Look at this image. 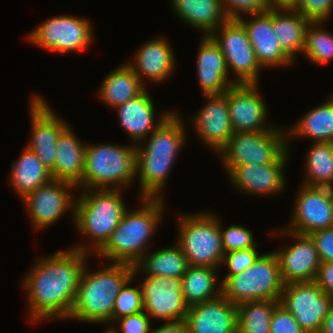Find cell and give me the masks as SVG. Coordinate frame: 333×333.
<instances>
[{
	"label": "cell",
	"instance_id": "obj_45",
	"mask_svg": "<svg viewBox=\"0 0 333 333\" xmlns=\"http://www.w3.org/2000/svg\"><path fill=\"white\" fill-rule=\"evenodd\" d=\"M317 285L333 298V262H321L315 279Z\"/></svg>",
	"mask_w": 333,
	"mask_h": 333
},
{
	"label": "cell",
	"instance_id": "obj_38",
	"mask_svg": "<svg viewBox=\"0 0 333 333\" xmlns=\"http://www.w3.org/2000/svg\"><path fill=\"white\" fill-rule=\"evenodd\" d=\"M220 222V230L222 235V246L224 253L249 249L257 247L258 244L254 240L252 231L245 226L231 225L227 229H222Z\"/></svg>",
	"mask_w": 333,
	"mask_h": 333
},
{
	"label": "cell",
	"instance_id": "obj_26",
	"mask_svg": "<svg viewBox=\"0 0 333 333\" xmlns=\"http://www.w3.org/2000/svg\"><path fill=\"white\" fill-rule=\"evenodd\" d=\"M85 147L69 125L56 143V160L50 171L52 179L78 184L85 167Z\"/></svg>",
	"mask_w": 333,
	"mask_h": 333
},
{
	"label": "cell",
	"instance_id": "obj_23",
	"mask_svg": "<svg viewBox=\"0 0 333 333\" xmlns=\"http://www.w3.org/2000/svg\"><path fill=\"white\" fill-rule=\"evenodd\" d=\"M148 93L146 89L139 96L115 108L119 116V124L130 136L133 144L138 143L137 146L142 145L143 139L147 140V136L173 112V110L165 111L159 116V119L157 118L158 121H155L156 109L154 101Z\"/></svg>",
	"mask_w": 333,
	"mask_h": 333
},
{
	"label": "cell",
	"instance_id": "obj_30",
	"mask_svg": "<svg viewBox=\"0 0 333 333\" xmlns=\"http://www.w3.org/2000/svg\"><path fill=\"white\" fill-rule=\"evenodd\" d=\"M146 90L145 84L127 63L111 71L102 81L98 96L114 109Z\"/></svg>",
	"mask_w": 333,
	"mask_h": 333
},
{
	"label": "cell",
	"instance_id": "obj_14",
	"mask_svg": "<svg viewBox=\"0 0 333 333\" xmlns=\"http://www.w3.org/2000/svg\"><path fill=\"white\" fill-rule=\"evenodd\" d=\"M301 186L293 207V216L284 229L309 235L317 230L332 228V188L304 184Z\"/></svg>",
	"mask_w": 333,
	"mask_h": 333
},
{
	"label": "cell",
	"instance_id": "obj_10",
	"mask_svg": "<svg viewBox=\"0 0 333 333\" xmlns=\"http://www.w3.org/2000/svg\"><path fill=\"white\" fill-rule=\"evenodd\" d=\"M93 35L92 24L86 18L58 15L39 24L27 38L40 48L66 54L89 48L94 42Z\"/></svg>",
	"mask_w": 333,
	"mask_h": 333
},
{
	"label": "cell",
	"instance_id": "obj_21",
	"mask_svg": "<svg viewBox=\"0 0 333 333\" xmlns=\"http://www.w3.org/2000/svg\"><path fill=\"white\" fill-rule=\"evenodd\" d=\"M206 104L201 111L191 117L201 143L208 145L217 153L228 143L233 135L227 98L221 95H205Z\"/></svg>",
	"mask_w": 333,
	"mask_h": 333
},
{
	"label": "cell",
	"instance_id": "obj_16",
	"mask_svg": "<svg viewBox=\"0 0 333 333\" xmlns=\"http://www.w3.org/2000/svg\"><path fill=\"white\" fill-rule=\"evenodd\" d=\"M34 94L30 104L31 138L26 145L43 165L51 171L56 160V143L60 134L69 126L50 108L45 97Z\"/></svg>",
	"mask_w": 333,
	"mask_h": 333
},
{
	"label": "cell",
	"instance_id": "obj_32",
	"mask_svg": "<svg viewBox=\"0 0 333 333\" xmlns=\"http://www.w3.org/2000/svg\"><path fill=\"white\" fill-rule=\"evenodd\" d=\"M18 158L12 164L9 183L23 199L37 187L48 183L52 177L37 155L28 148L25 147Z\"/></svg>",
	"mask_w": 333,
	"mask_h": 333
},
{
	"label": "cell",
	"instance_id": "obj_35",
	"mask_svg": "<svg viewBox=\"0 0 333 333\" xmlns=\"http://www.w3.org/2000/svg\"><path fill=\"white\" fill-rule=\"evenodd\" d=\"M279 301L259 300L237 305L238 333H270L273 310Z\"/></svg>",
	"mask_w": 333,
	"mask_h": 333
},
{
	"label": "cell",
	"instance_id": "obj_15",
	"mask_svg": "<svg viewBox=\"0 0 333 333\" xmlns=\"http://www.w3.org/2000/svg\"><path fill=\"white\" fill-rule=\"evenodd\" d=\"M141 283L144 311L150 318L166 322L185 320L189 306L182 294L181 279L146 276Z\"/></svg>",
	"mask_w": 333,
	"mask_h": 333
},
{
	"label": "cell",
	"instance_id": "obj_40",
	"mask_svg": "<svg viewBox=\"0 0 333 333\" xmlns=\"http://www.w3.org/2000/svg\"><path fill=\"white\" fill-rule=\"evenodd\" d=\"M259 255L260 253H258L256 247L230 251L224 254L221 265H226L229 269L226 276H233L248 269Z\"/></svg>",
	"mask_w": 333,
	"mask_h": 333
},
{
	"label": "cell",
	"instance_id": "obj_49",
	"mask_svg": "<svg viewBox=\"0 0 333 333\" xmlns=\"http://www.w3.org/2000/svg\"><path fill=\"white\" fill-rule=\"evenodd\" d=\"M102 333H117V331L114 327L110 326L109 328H106V330Z\"/></svg>",
	"mask_w": 333,
	"mask_h": 333
},
{
	"label": "cell",
	"instance_id": "obj_20",
	"mask_svg": "<svg viewBox=\"0 0 333 333\" xmlns=\"http://www.w3.org/2000/svg\"><path fill=\"white\" fill-rule=\"evenodd\" d=\"M237 20L244 26L257 60L264 68L289 66L294 61L281 49L272 23V8L254 14H248Z\"/></svg>",
	"mask_w": 333,
	"mask_h": 333
},
{
	"label": "cell",
	"instance_id": "obj_39",
	"mask_svg": "<svg viewBox=\"0 0 333 333\" xmlns=\"http://www.w3.org/2000/svg\"><path fill=\"white\" fill-rule=\"evenodd\" d=\"M293 9L311 22H327L333 13V0H298Z\"/></svg>",
	"mask_w": 333,
	"mask_h": 333
},
{
	"label": "cell",
	"instance_id": "obj_29",
	"mask_svg": "<svg viewBox=\"0 0 333 333\" xmlns=\"http://www.w3.org/2000/svg\"><path fill=\"white\" fill-rule=\"evenodd\" d=\"M310 20L294 9L272 8V23L281 49L293 60L302 53ZM295 58V59H294Z\"/></svg>",
	"mask_w": 333,
	"mask_h": 333
},
{
	"label": "cell",
	"instance_id": "obj_48",
	"mask_svg": "<svg viewBox=\"0 0 333 333\" xmlns=\"http://www.w3.org/2000/svg\"><path fill=\"white\" fill-rule=\"evenodd\" d=\"M320 333H333V306L323 320Z\"/></svg>",
	"mask_w": 333,
	"mask_h": 333
},
{
	"label": "cell",
	"instance_id": "obj_4",
	"mask_svg": "<svg viewBox=\"0 0 333 333\" xmlns=\"http://www.w3.org/2000/svg\"><path fill=\"white\" fill-rule=\"evenodd\" d=\"M133 270L134 266L128 263L111 262L96 272L89 271L85 265L69 320L71 318L91 324L106 322L111 325L116 296L132 277Z\"/></svg>",
	"mask_w": 333,
	"mask_h": 333
},
{
	"label": "cell",
	"instance_id": "obj_47",
	"mask_svg": "<svg viewBox=\"0 0 333 333\" xmlns=\"http://www.w3.org/2000/svg\"><path fill=\"white\" fill-rule=\"evenodd\" d=\"M298 0H267L268 8L293 9Z\"/></svg>",
	"mask_w": 333,
	"mask_h": 333
},
{
	"label": "cell",
	"instance_id": "obj_41",
	"mask_svg": "<svg viewBox=\"0 0 333 333\" xmlns=\"http://www.w3.org/2000/svg\"><path fill=\"white\" fill-rule=\"evenodd\" d=\"M229 19H237L243 15L260 13L268 10L267 0H222ZM242 13V14H241Z\"/></svg>",
	"mask_w": 333,
	"mask_h": 333
},
{
	"label": "cell",
	"instance_id": "obj_37",
	"mask_svg": "<svg viewBox=\"0 0 333 333\" xmlns=\"http://www.w3.org/2000/svg\"><path fill=\"white\" fill-rule=\"evenodd\" d=\"M133 280V276L129 278L121 287L119 294L116 296L112 313V323L121 317L144 311L143 297L140 285L136 287H130V284Z\"/></svg>",
	"mask_w": 333,
	"mask_h": 333
},
{
	"label": "cell",
	"instance_id": "obj_5",
	"mask_svg": "<svg viewBox=\"0 0 333 333\" xmlns=\"http://www.w3.org/2000/svg\"><path fill=\"white\" fill-rule=\"evenodd\" d=\"M120 191L83 189L76 198L74 227L88 236L91 243H80L72 248L96 254L106 244L128 209Z\"/></svg>",
	"mask_w": 333,
	"mask_h": 333
},
{
	"label": "cell",
	"instance_id": "obj_28",
	"mask_svg": "<svg viewBox=\"0 0 333 333\" xmlns=\"http://www.w3.org/2000/svg\"><path fill=\"white\" fill-rule=\"evenodd\" d=\"M147 251L135 264L132 276L143 273L145 276H160L181 279L189 263L182 249L176 244L173 247Z\"/></svg>",
	"mask_w": 333,
	"mask_h": 333
},
{
	"label": "cell",
	"instance_id": "obj_11",
	"mask_svg": "<svg viewBox=\"0 0 333 333\" xmlns=\"http://www.w3.org/2000/svg\"><path fill=\"white\" fill-rule=\"evenodd\" d=\"M209 36L220 47L228 71L233 70L236 84L259 83L263 67L257 60L244 26L237 19H228Z\"/></svg>",
	"mask_w": 333,
	"mask_h": 333
},
{
	"label": "cell",
	"instance_id": "obj_33",
	"mask_svg": "<svg viewBox=\"0 0 333 333\" xmlns=\"http://www.w3.org/2000/svg\"><path fill=\"white\" fill-rule=\"evenodd\" d=\"M217 271L215 267L189 265L181 278L182 294L189 307L221 295V282H217Z\"/></svg>",
	"mask_w": 333,
	"mask_h": 333
},
{
	"label": "cell",
	"instance_id": "obj_25",
	"mask_svg": "<svg viewBox=\"0 0 333 333\" xmlns=\"http://www.w3.org/2000/svg\"><path fill=\"white\" fill-rule=\"evenodd\" d=\"M197 53V77L202 93L205 95H221L232 85L229 79L225 57L220 47L210 36L202 37Z\"/></svg>",
	"mask_w": 333,
	"mask_h": 333
},
{
	"label": "cell",
	"instance_id": "obj_3",
	"mask_svg": "<svg viewBox=\"0 0 333 333\" xmlns=\"http://www.w3.org/2000/svg\"><path fill=\"white\" fill-rule=\"evenodd\" d=\"M141 207L126 210L106 244L96 253L104 260L134 264L147 252V245L162 223L165 210L164 198L138 197ZM164 199V200H163ZM159 224V225H158Z\"/></svg>",
	"mask_w": 333,
	"mask_h": 333
},
{
	"label": "cell",
	"instance_id": "obj_19",
	"mask_svg": "<svg viewBox=\"0 0 333 333\" xmlns=\"http://www.w3.org/2000/svg\"><path fill=\"white\" fill-rule=\"evenodd\" d=\"M290 148L288 146V149L273 163L263 165L249 163L235 166L228 173L230 182L238 190L251 196L282 192L287 182L283 170L288 163Z\"/></svg>",
	"mask_w": 333,
	"mask_h": 333
},
{
	"label": "cell",
	"instance_id": "obj_1",
	"mask_svg": "<svg viewBox=\"0 0 333 333\" xmlns=\"http://www.w3.org/2000/svg\"><path fill=\"white\" fill-rule=\"evenodd\" d=\"M88 255L70 248L35 261L22 280L30 322L69 318Z\"/></svg>",
	"mask_w": 333,
	"mask_h": 333
},
{
	"label": "cell",
	"instance_id": "obj_2",
	"mask_svg": "<svg viewBox=\"0 0 333 333\" xmlns=\"http://www.w3.org/2000/svg\"><path fill=\"white\" fill-rule=\"evenodd\" d=\"M177 112L173 111L147 137V143L136 147V178L139 177L141 198H165L161 191L186 141L184 120Z\"/></svg>",
	"mask_w": 333,
	"mask_h": 333
},
{
	"label": "cell",
	"instance_id": "obj_24",
	"mask_svg": "<svg viewBox=\"0 0 333 333\" xmlns=\"http://www.w3.org/2000/svg\"><path fill=\"white\" fill-rule=\"evenodd\" d=\"M170 43L163 37H156L141 45L135 52L132 62H127L133 72L141 79L163 82L175 70V54ZM145 77V78H144ZM144 78V79H143Z\"/></svg>",
	"mask_w": 333,
	"mask_h": 333
},
{
	"label": "cell",
	"instance_id": "obj_18",
	"mask_svg": "<svg viewBox=\"0 0 333 333\" xmlns=\"http://www.w3.org/2000/svg\"><path fill=\"white\" fill-rule=\"evenodd\" d=\"M282 229L270 233L274 236L288 235L297 240L293 245L274 251L279 261L283 282L288 284L315 281L321 261L314 241L309 235L297 234L285 230L284 227Z\"/></svg>",
	"mask_w": 333,
	"mask_h": 333
},
{
	"label": "cell",
	"instance_id": "obj_12",
	"mask_svg": "<svg viewBox=\"0 0 333 333\" xmlns=\"http://www.w3.org/2000/svg\"><path fill=\"white\" fill-rule=\"evenodd\" d=\"M279 303L290 312L306 333H320L323 320L333 306L315 281L285 284Z\"/></svg>",
	"mask_w": 333,
	"mask_h": 333
},
{
	"label": "cell",
	"instance_id": "obj_17",
	"mask_svg": "<svg viewBox=\"0 0 333 333\" xmlns=\"http://www.w3.org/2000/svg\"><path fill=\"white\" fill-rule=\"evenodd\" d=\"M258 87V83L235 84L224 93L234 133L262 132L274 127L268 124V107L258 93Z\"/></svg>",
	"mask_w": 333,
	"mask_h": 333
},
{
	"label": "cell",
	"instance_id": "obj_8",
	"mask_svg": "<svg viewBox=\"0 0 333 333\" xmlns=\"http://www.w3.org/2000/svg\"><path fill=\"white\" fill-rule=\"evenodd\" d=\"M211 212L179 214L177 244L189 265L219 268L224 257L220 219Z\"/></svg>",
	"mask_w": 333,
	"mask_h": 333
},
{
	"label": "cell",
	"instance_id": "obj_7",
	"mask_svg": "<svg viewBox=\"0 0 333 333\" xmlns=\"http://www.w3.org/2000/svg\"><path fill=\"white\" fill-rule=\"evenodd\" d=\"M285 283L275 252L260 254L240 274L221 280V295L235 305L259 300L280 301Z\"/></svg>",
	"mask_w": 333,
	"mask_h": 333
},
{
	"label": "cell",
	"instance_id": "obj_42",
	"mask_svg": "<svg viewBox=\"0 0 333 333\" xmlns=\"http://www.w3.org/2000/svg\"><path fill=\"white\" fill-rule=\"evenodd\" d=\"M270 333H306L294 316L278 303L272 314Z\"/></svg>",
	"mask_w": 333,
	"mask_h": 333
},
{
	"label": "cell",
	"instance_id": "obj_46",
	"mask_svg": "<svg viewBox=\"0 0 333 333\" xmlns=\"http://www.w3.org/2000/svg\"><path fill=\"white\" fill-rule=\"evenodd\" d=\"M154 329L155 328L151 329L150 333H189L186 322L184 320L176 322H164V324L159 328L155 330Z\"/></svg>",
	"mask_w": 333,
	"mask_h": 333
},
{
	"label": "cell",
	"instance_id": "obj_43",
	"mask_svg": "<svg viewBox=\"0 0 333 333\" xmlns=\"http://www.w3.org/2000/svg\"><path fill=\"white\" fill-rule=\"evenodd\" d=\"M115 322L120 325L117 333H150L152 329V320L145 311L121 317Z\"/></svg>",
	"mask_w": 333,
	"mask_h": 333
},
{
	"label": "cell",
	"instance_id": "obj_34",
	"mask_svg": "<svg viewBox=\"0 0 333 333\" xmlns=\"http://www.w3.org/2000/svg\"><path fill=\"white\" fill-rule=\"evenodd\" d=\"M305 158L302 184L333 188V142H312Z\"/></svg>",
	"mask_w": 333,
	"mask_h": 333
},
{
	"label": "cell",
	"instance_id": "obj_31",
	"mask_svg": "<svg viewBox=\"0 0 333 333\" xmlns=\"http://www.w3.org/2000/svg\"><path fill=\"white\" fill-rule=\"evenodd\" d=\"M325 101L301 116L289 132L286 129L287 146L292 135L295 138L310 137L312 142H333V92Z\"/></svg>",
	"mask_w": 333,
	"mask_h": 333
},
{
	"label": "cell",
	"instance_id": "obj_44",
	"mask_svg": "<svg viewBox=\"0 0 333 333\" xmlns=\"http://www.w3.org/2000/svg\"><path fill=\"white\" fill-rule=\"evenodd\" d=\"M314 241L321 262H333V227L309 234Z\"/></svg>",
	"mask_w": 333,
	"mask_h": 333
},
{
	"label": "cell",
	"instance_id": "obj_13",
	"mask_svg": "<svg viewBox=\"0 0 333 333\" xmlns=\"http://www.w3.org/2000/svg\"><path fill=\"white\" fill-rule=\"evenodd\" d=\"M76 188L78 189L74 183L51 179L21 199L29 212L33 227L41 230L52 226L68 209L74 223L76 199L71 190Z\"/></svg>",
	"mask_w": 333,
	"mask_h": 333
},
{
	"label": "cell",
	"instance_id": "obj_27",
	"mask_svg": "<svg viewBox=\"0 0 333 333\" xmlns=\"http://www.w3.org/2000/svg\"><path fill=\"white\" fill-rule=\"evenodd\" d=\"M171 7L186 25L200 30L209 36L229 17L222 0H170Z\"/></svg>",
	"mask_w": 333,
	"mask_h": 333
},
{
	"label": "cell",
	"instance_id": "obj_9",
	"mask_svg": "<svg viewBox=\"0 0 333 333\" xmlns=\"http://www.w3.org/2000/svg\"><path fill=\"white\" fill-rule=\"evenodd\" d=\"M277 127L262 132L233 133L218 153L227 174L237 165L276 161L288 149L287 130Z\"/></svg>",
	"mask_w": 333,
	"mask_h": 333
},
{
	"label": "cell",
	"instance_id": "obj_6",
	"mask_svg": "<svg viewBox=\"0 0 333 333\" xmlns=\"http://www.w3.org/2000/svg\"><path fill=\"white\" fill-rule=\"evenodd\" d=\"M88 144L78 189L128 188L136 178V144ZM125 187V188H124Z\"/></svg>",
	"mask_w": 333,
	"mask_h": 333
},
{
	"label": "cell",
	"instance_id": "obj_22",
	"mask_svg": "<svg viewBox=\"0 0 333 333\" xmlns=\"http://www.w3.org/2000/svg\"><path fill=\"white\" fill-rule=\"evenodd\" d=\"M184 321L189 333H238L237 305L220 295L190 306Z\"/></svg>",
	"mask_w": 333,
	"mask_h": 333
},
{
	"label": "cell",
	"instance_id": "obj_36",
	"mask_svg": "<svg viewBox=\"0 0 333 333\" xmlns=\"http://www.w3.org/2000/svg\"><path fill=\"white\" fill-rule=\"evenodd\" d=\"M324 24L323 21L310 22L305 31L302 52L310 62L322 66L333 59V34L324 29Z\"/></svg>",
	"mask_w": 333,
	"mask_h": 333
}]
</instances>
